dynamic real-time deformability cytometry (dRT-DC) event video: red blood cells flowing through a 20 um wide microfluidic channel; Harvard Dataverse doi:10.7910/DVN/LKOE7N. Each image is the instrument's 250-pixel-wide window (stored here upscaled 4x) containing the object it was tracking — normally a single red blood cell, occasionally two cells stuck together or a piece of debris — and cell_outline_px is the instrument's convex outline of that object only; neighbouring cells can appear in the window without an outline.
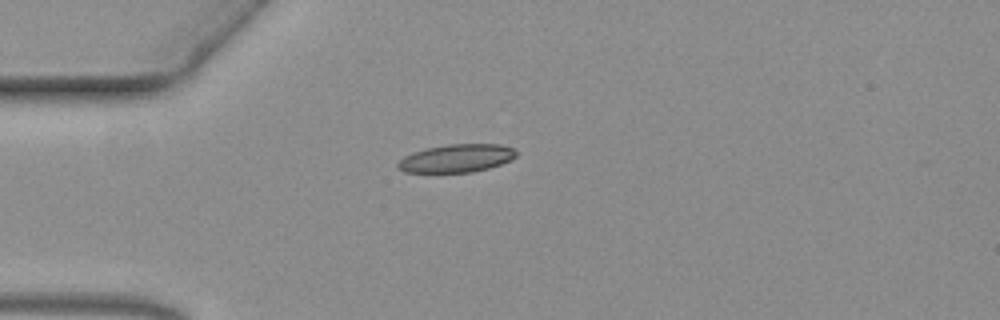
{"species": "common noctule bat (a hibernating species)", "species_latin": "Nyctalus noctula", "temperature_condition": "warm", "stored_images_in_passage": 37, "camera_frame_rate_fps": 3000, "um_per_image_px": 0.085, "animal": {"sex": "female", "body_mass_g": 19.3, "forearm_length_mm": 54.1}, "frame": {"image": 1, "passage_image": 1, "time_ms": 0.0, "image_size_px": [1000, 320], "cell_outline_px": [[516, 156], [500, 164], [488, 168], [472, 172], [404, 172], [396, 168], [396, 164], [404, 156], [412, 152], [424, 148], [448, 144], [500, 144], [512, 148], [516, 152]], "centroid_in_image_um": [38.74, 13.45], "position_along_channel_um": 46.3, "area_um2": 19.31}}
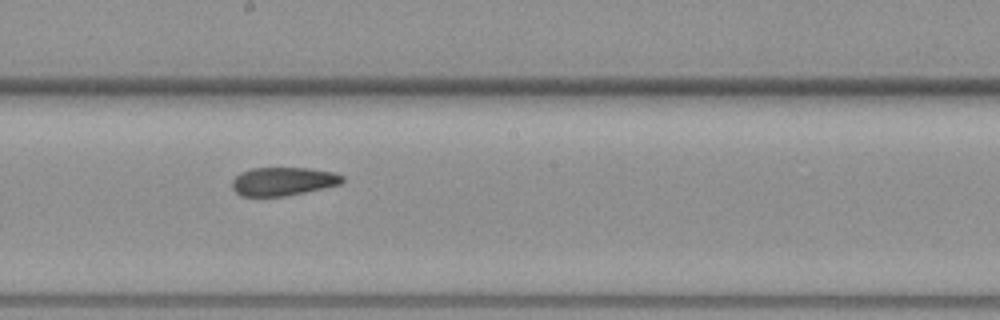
{"frame": {"image": 2, "passage_image": 18, "time_ms": 5.667, "image_size_px": [1000, 320], "cell_outline_px": [[344, 180], [340, 184], [324, 188], [284, 196], [240, 196], [232, 188], [232, 180], [240, 172], [252, 168], [308, 168], [332, 172], [344, 176]], "centroid_in_image_um": [24.04, 15.41], "position_along_channel_um": 224.2, "area_um2": 18.21}}
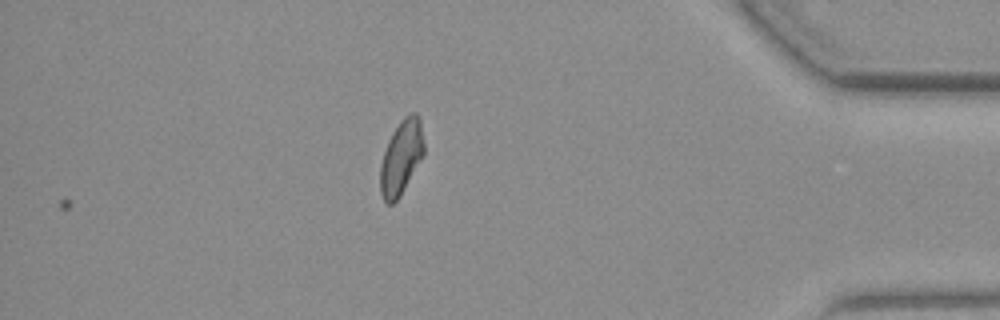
{"frame": {"image": 3, "passage_image": 37, "time_ms": 12.0, "image_size_px": [1000, 320], "cell_outline_px": [[424, 156], [400, 196], [392, 204], [388, 204], [384, 200], [380, 192], [380, 164], [388, 140], [392, 132], [400, 120], [408, 112], [416, 112], [420, 120], [424, 144]], "centroid_in_image_um": [34.11, 13.35], "position_along_channel_um": 401.1, "area_um2": 19.13}}